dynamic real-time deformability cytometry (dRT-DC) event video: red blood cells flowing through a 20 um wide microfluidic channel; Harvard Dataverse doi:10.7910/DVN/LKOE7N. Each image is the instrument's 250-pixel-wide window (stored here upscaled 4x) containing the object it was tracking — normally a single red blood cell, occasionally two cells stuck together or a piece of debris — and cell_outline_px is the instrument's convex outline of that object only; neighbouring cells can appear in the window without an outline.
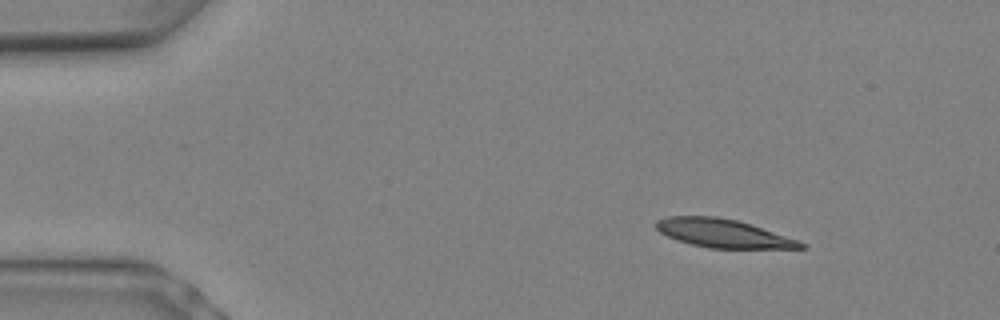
{"species": "Egyptian fruit bat (a non-hibernating species)", "species_latin": "Rousettus aegyptiacus", "temperature_condition": "warm", "stored_images_in_passage": 8, "camera_frame_rate_fps": 3000, "um_per_image_px": 0.085, "animal": {"sex": "female"}, "frame": {"image": 1, "passage_image": 2, "time_ms": 0.333, "image_size_px": [1000, 320], "cell_outline_px": [[808, 248], [708, 248], [676, 240], [660, 232], [656, 228], [656, 220], [668, 216], [716, 216], [736, 220], [752, 224], [800, 240], [808, 244]], "centroid_in_image_um": [61.51, 19.83], "position_along_channel_um": 23.5, "area_um2": 24.1}}
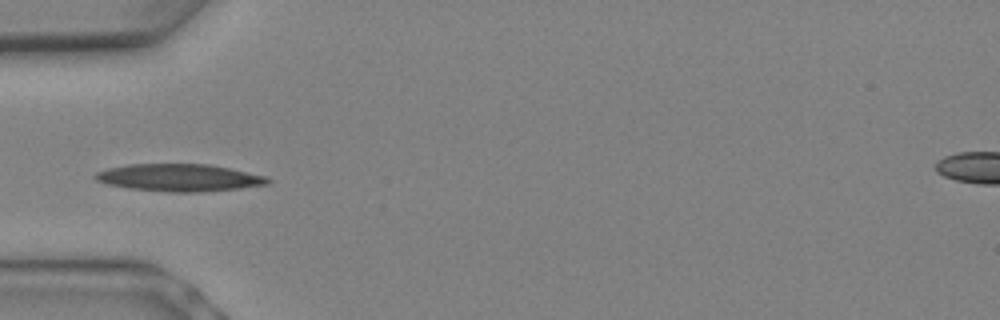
{"frame": {"image": 2, "passage_image": 6, "time_ms": 1.667, "image_size_px": [1000, 320], "cell_outline_px": [[272, 180], [268, 184], [236, 188], [196, 192], [168, 192], [128, 188], [108, 184], [96, 180], [92, 176], [96, 172], [108, 168], [128, 164], [208, 164], [268, 176]], "centroid_in_image_um": [15.21, 15.09], "position_along_channel_um": 69.8, "area_um2": 27.34}}
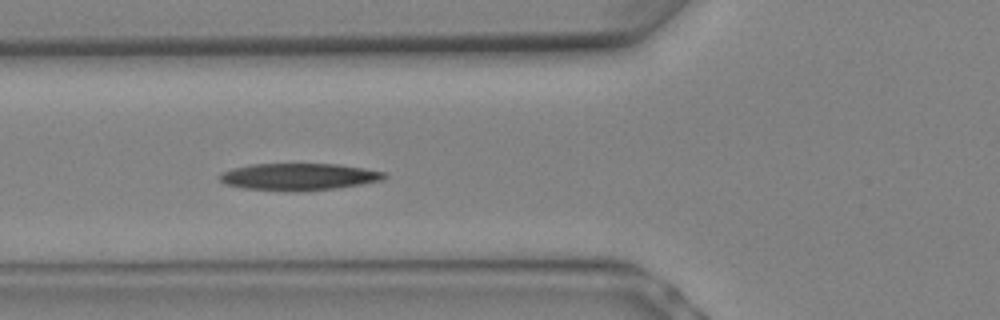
{"frame": {"image": 3, "passage_image": 7, "time_ms": 2.0, "image_size_px": [1000, 320], "cell_outline_px": [[388, 176], [384, 180], [336, 188], [296, 192], [244, 188], [224, 184], [220, 180], [220, 172], [232, 168], [248, 164], [340, 164], [364, 168], [384, 172]], "centroid_in_image_um": [25.38, 15.02], "position_along_channel_um": 100.4, "area_um2": 26.07}}